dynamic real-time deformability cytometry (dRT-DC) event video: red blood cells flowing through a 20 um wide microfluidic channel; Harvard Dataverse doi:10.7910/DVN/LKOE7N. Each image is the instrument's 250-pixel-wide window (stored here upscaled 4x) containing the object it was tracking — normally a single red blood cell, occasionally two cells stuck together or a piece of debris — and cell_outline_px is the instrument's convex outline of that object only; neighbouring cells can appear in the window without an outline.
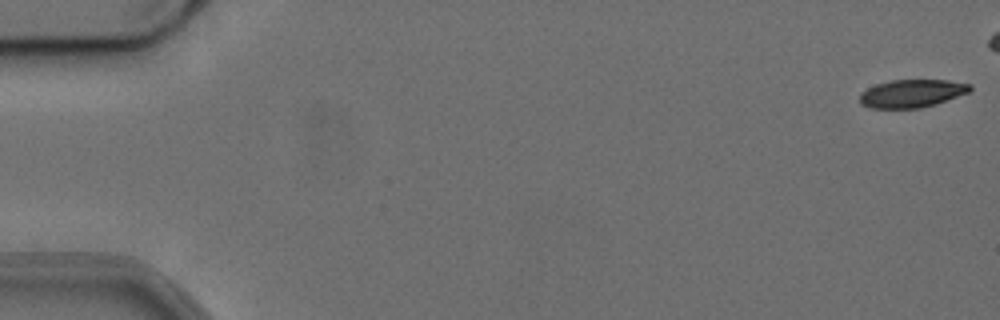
{"species": "common noctule bat (a hibernating species)", "species_latin": "Nyctalus noctula", "temperature_condition": "cold", "stored_images_in_passage": 49, "camera_frame_rate_fps": 3000, "um_per_image_px": 0.085, "animal": {"sex": "female", "body_mass_g": 24.6, "forearm_length_mm": 56.2}, "frame": {"image": 1, "passage_image": 1, "time_ms": 0.0, "image_size_px": [1000, 320], "cell_outline_px": [[972, 88], [968, 92], [936, 104], [920, 108], [868, 108], [860, 104], [860, 92], [876, 84], [892, 80], [948, 80], [972, 84]], "centroid_in_image_um": [77.49, 7.94], "position_along_channel_um": 7.5, "area_um2": 17.98}}
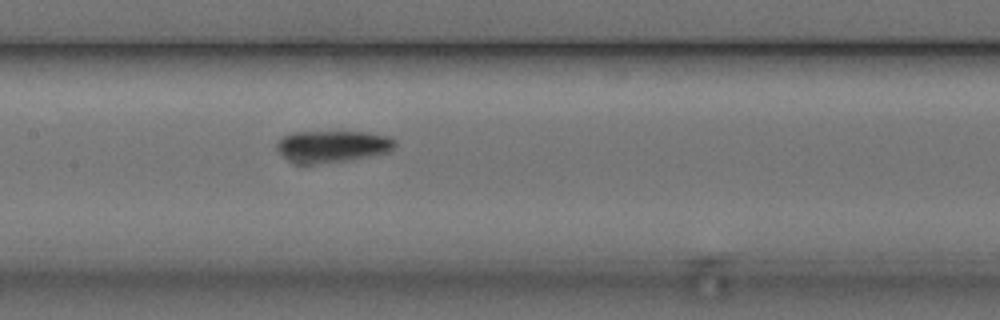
{"frame": {"image": 2, "passage_image": 27, "time_ms": 8.667, "image_size_px": [1000, 320], "cell_outline_px": [[396, 144], [388, 152], [352, 160], [312, 164], [296, 164], [280, 156], [276, 152], [276, 144], [284, 136], [292, 132], [368, 132], [388, 136], [396, 140]], "centroid_in_image_um": [28.21, 12.45], "position_along_channel_um": 179.2, "area_um2": 22.2}}
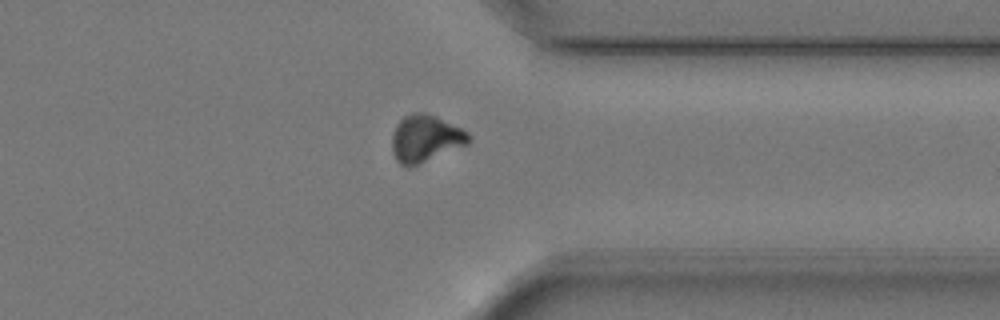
{"frame": {"image": 3, "passage_image": 43, "time_ms": 14.0, "image_size_px": [1000, 320], "cell_outline_px": [[472, 140], [468, 144], [408, 168], [400, 164], [396, 160], [392, 152], [392, 136], [396, 124], [404, 116], [416, 112], [424, 112], [436, 116], [468, 132], [472, 136]], "centroid_in_image_um": [36.16, 11.77], "position_along_channel_um": 375.2, "area_um2": 21.04}, "authors_computed_cell_mechanics": {"area_um2": 20.6924, "velocity_mm_per_s": 3.7433, "shape_relaxation_time_tau1_ms": 5.9064, "shape_relaxation_time_tau2_ms": null, "deformation_change_tau1": 0.1565, "deformation_change_tau2": null}}